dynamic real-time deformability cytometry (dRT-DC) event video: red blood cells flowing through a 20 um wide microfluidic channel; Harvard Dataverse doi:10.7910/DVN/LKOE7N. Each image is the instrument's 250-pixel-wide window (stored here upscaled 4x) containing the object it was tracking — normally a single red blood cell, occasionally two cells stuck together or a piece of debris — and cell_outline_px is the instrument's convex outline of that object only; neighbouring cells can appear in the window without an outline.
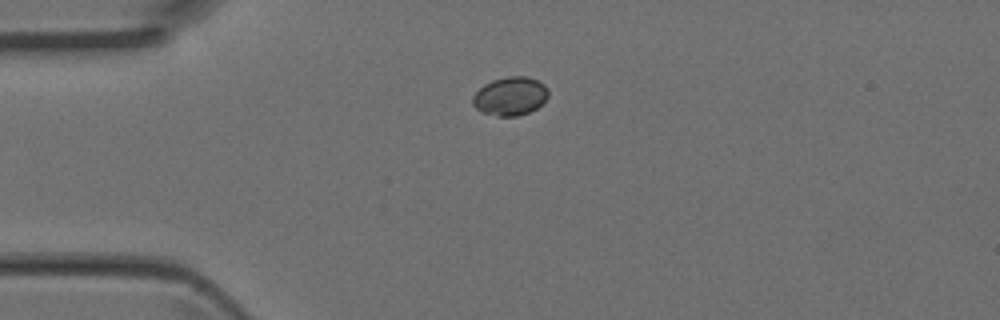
{"species": "Egyptian fruit bat (a non-hibernating species)", "species_latin": "Rousettus aegyptiacus", "temperature_condition": "room temperature", "stored_images_in_passage": 2, "camera_frame_rate_fps": 3000, "um_per_image_px": 0.085, "animal": {"sex": "female"}, "frame": {"image": 1, "passage_image": 1, "time_ms": 0.0, "image_size_px": [1000, 320], "cell_outline_px": [[548, 96], [536, 108], [528, 112], [516, 116], [496, 116], [484, 112], [476, 108], [472, 104], [472, 96], [484, 84], [492, 80], [508, 76], [528, 76], [544, 84], [548, 88]], "centroid_in_image_um": [43.36, 8.16], "position_along_channel_um": 41.6, "area_um2": 16.88}}